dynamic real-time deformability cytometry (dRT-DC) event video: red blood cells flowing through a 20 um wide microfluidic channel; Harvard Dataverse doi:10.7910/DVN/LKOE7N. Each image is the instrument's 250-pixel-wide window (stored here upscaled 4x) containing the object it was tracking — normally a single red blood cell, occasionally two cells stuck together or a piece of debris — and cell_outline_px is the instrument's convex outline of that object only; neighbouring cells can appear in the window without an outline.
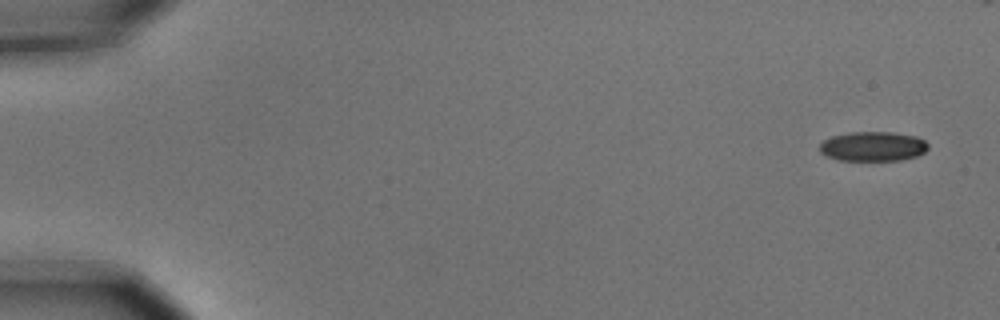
{"species": "common noctule bat (a hibernating species)", "species_latin": "Nyctalus noctula", "temperature_condition": "cold", "stored_images_in_passage": 5, "camera_frame_rate_fps": 3000, "um_per_image_px": 0.085, "animal": {"sex": "male", "body_mass_g": 15.6}, "frame": {"image": 1, "passage_image": 1, "time_ms": 0.0, "image_size_px": [1000, 320], "cell_outline_px": [[928, 148], [924, 152], [916, 156], [900, 160], [840, 160], [828, 156], [820, 152], [820, 144], [824, 140], [832, 136], [852, 132], [892, 132], [916, 136], [924, 140], [928, 144]], "centroid_in_image_um": [74.21, 12.44], "position_along_channel_um": 10.8, "area_um2": 18.55}}